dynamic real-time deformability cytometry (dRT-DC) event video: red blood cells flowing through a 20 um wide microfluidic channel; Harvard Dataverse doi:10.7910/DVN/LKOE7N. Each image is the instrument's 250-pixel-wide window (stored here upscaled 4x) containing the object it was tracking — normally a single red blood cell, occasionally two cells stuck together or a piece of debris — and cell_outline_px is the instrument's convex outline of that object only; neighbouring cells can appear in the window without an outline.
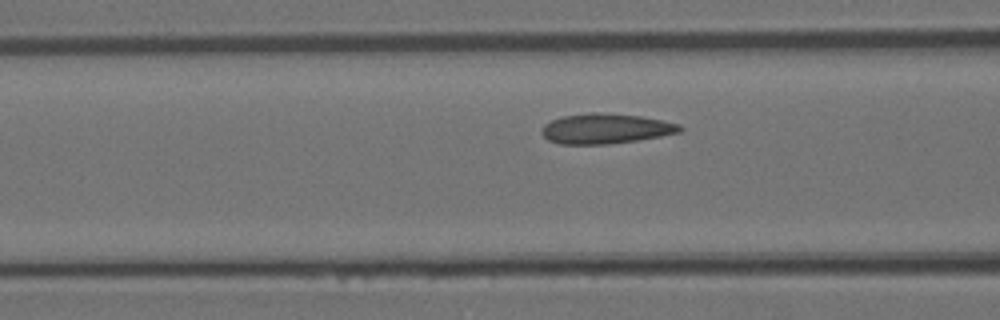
{"species": "Egyptian fruit bat (a non-hibernating species)", "species_latin": "Rousettus aegyptiacus", "temperature_condition": "room temperature", "stored_images_in_passage": 16, "camera_frame_rate_fps": 3000, "um_per_image_px": 0.085, "animal": {"sex": "female"}, "frame": {"image": 1, "passage_image": 14, "time_ms": 4.333, "image_size_px": [1000, 320], "cell_outline_px": [[684, 128], [680, 132], [660, 136], [636, 140], [608, 144], [560, 144], [548, 140], [540, 132], [544, 124], [552, 120], [564, 116], [592, 112], [596, 112], [640, 116], [680, 124]], "centroid_in_image_um": [51.46, 10.94], "position_along_channel_um": 115.1, "area_um2": 24.04}}